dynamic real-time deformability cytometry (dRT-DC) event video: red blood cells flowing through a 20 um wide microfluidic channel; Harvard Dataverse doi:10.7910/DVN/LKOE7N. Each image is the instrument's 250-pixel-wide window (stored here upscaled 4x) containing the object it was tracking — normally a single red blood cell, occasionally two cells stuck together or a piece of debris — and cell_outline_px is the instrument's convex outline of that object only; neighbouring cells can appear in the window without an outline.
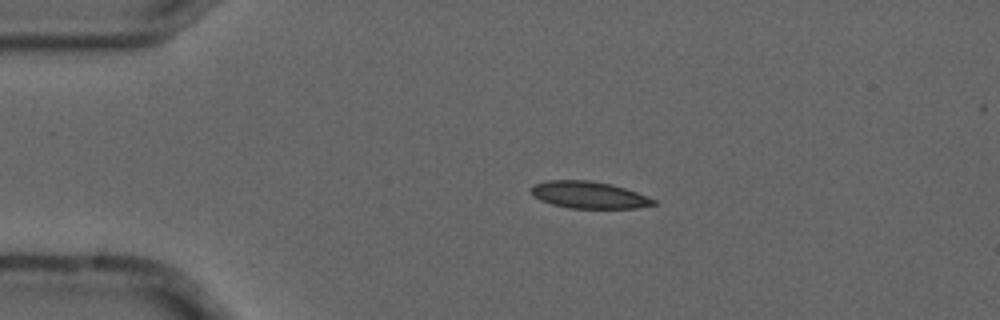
{"species": "common noctule bat (a hibernating species)", "species_latin": "Nyctalus noctula", "temperature_condition": "cold", "stored_images_in_passage": 2, "camera_frame_rate_fps": 3000, "um_per_image_px": 0.085, "animal": {"sex": "male", "forearm_length_mm": 52.5}, "frame": {"image": 1, "passage_image": 1, "time_ms": 0.0, "image_size_px": [1000, 320], "cell_outline_px": [[656, 204], [636, 208], [568, 208], [552, 204], [540, 200], [532, 192], [532, 184], [548, 180], [588, 180], [612, 184], [648, 196], [656, 200]], "centroid_in_image_um": [50.07, 16.56], "position_along_channel_um": 34.9, "area_um2": 19.13}}